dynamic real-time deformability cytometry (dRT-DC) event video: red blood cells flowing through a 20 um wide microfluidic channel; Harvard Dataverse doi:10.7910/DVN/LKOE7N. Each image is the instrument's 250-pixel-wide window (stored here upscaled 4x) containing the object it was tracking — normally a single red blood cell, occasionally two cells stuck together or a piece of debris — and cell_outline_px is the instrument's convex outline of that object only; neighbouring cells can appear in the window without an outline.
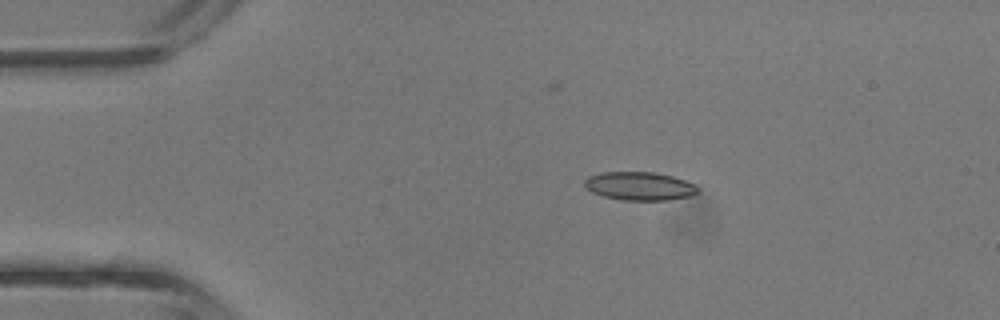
{"species": "common noctule bat (a hibernating species)", "species_latin": "Nyctalus noctula", "temperature_condition": "room temperature", "stored_images_in_passage": 3, "camera_frame_rate_fps": 3000, "um_per_image_px": 0.085, "animal": {"sex": "male", "body_mass_g": 13.3}, "frame": {"image": 1, "passage_image": 2, "time_ms": 0.333, "image_size_px": [1000, 320], "cell_outline_px": [[700, 192], [692, 196], [668, 200], [624, 200], [604, 196], [592, 192], [584, 184], [584, 180], [588, 176], [600, 172], [652, 172], [672, 176], [684, 180], [700, 188]], "centroid_in_image_um": [54.38, 15.82], "position_along_channel_um": 30.6, "area_um2": 18.73}}
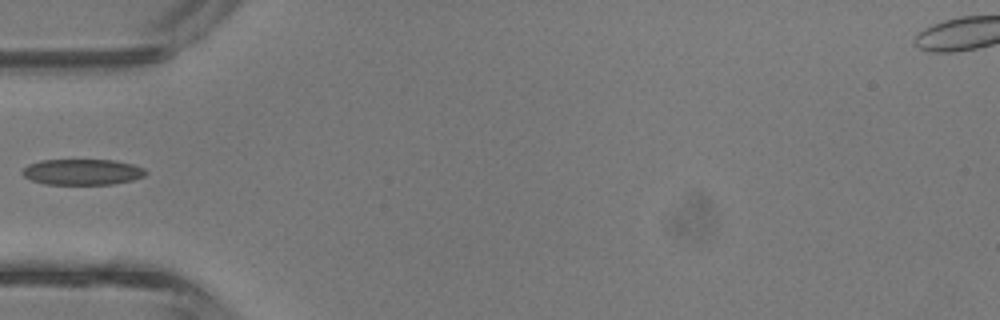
{"frame": {"image": 2, "passage_image": 3, "time_ms": 0.667, "image_size_px": [1000, 320], "cell_outline_px": [[148, 172], [144, 176], [132, 180], [112, 184], [44, 184], [32, 180], [24, 176], [20, 172], [28, 164], [40, 160], [112, 160], [132, 164], [144, 168]], "centroid_in_image_um": [6.99, 14.61], "position_along_channel_um": 78.0, "area_um2": 18.55}}